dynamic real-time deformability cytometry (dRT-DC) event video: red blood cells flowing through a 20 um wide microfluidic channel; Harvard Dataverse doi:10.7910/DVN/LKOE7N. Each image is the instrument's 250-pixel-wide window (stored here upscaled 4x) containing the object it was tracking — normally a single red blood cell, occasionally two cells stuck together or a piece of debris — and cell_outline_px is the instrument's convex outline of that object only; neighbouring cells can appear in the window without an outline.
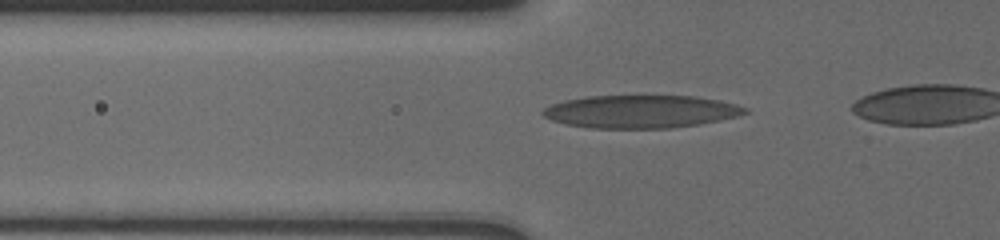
{"species": "human", "species_latin": "Homo sapiens", "temperature_condition": "cold", "stored_images_in_passage": 36, "camera_frame_rate_fps": 3000, "um_per_image_px": 0.085, "donor": {"sex": "male"}, "frame": {"image": 1, "passage_image": 2, "time_ms": 0.333, "image_size_px": [1000, 240], "cell_outline_px": [[748, 112], [736, 116], [720, 120], [700, 124], [672, 128], [588, 128], [564, 124], [552, 120], [544, 116], [540, 112], [544, 108], [552, 104], [564, 100], [588, 96], [692, 96], [720, 100], [736, 104], [748, 108]], "centroid_in_image_um": [54.45, 9.48], "position_along_channel_um": 71.3, "area_um2": 38.78}}
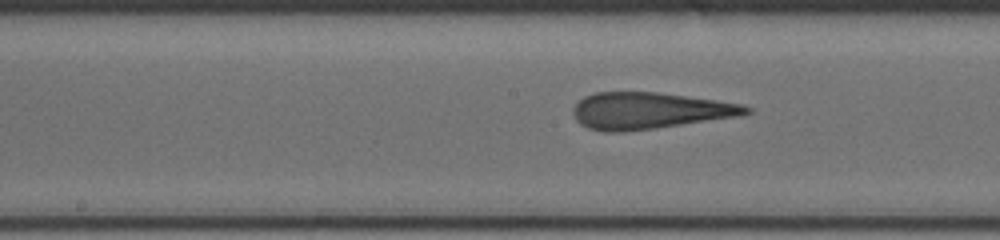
{"frame": {"image": 2, "passage_image": 17, "time_ms": 3.667, "image_size_px": [1000, 240], "cell_outline_px": [[752, 112], [744, 116], [656, 128], [620, 132], [604, 132], [588, 128], [580, 124], [576, 120], [572, 112], [572, 108], [584, 96], [596, 92], [656, 92], [716, 100], [744, 104], [752, 108]], "centroid_in_image_um": [55.24, 9.41], "position_along_channel_um": 193.0, "area_um2": 37.17}}
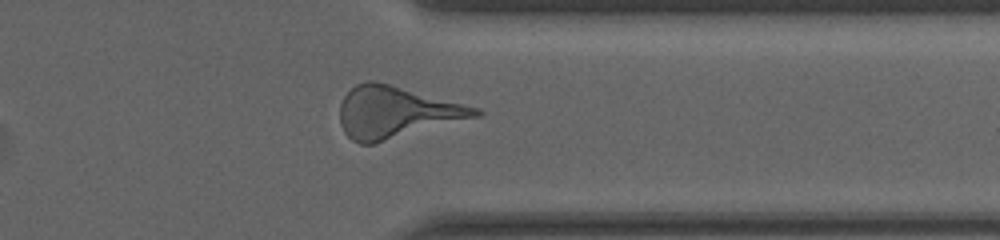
{"frame": {"image": 3, "passage_image": 29, "time_ms": 8.667, "image_size_px": [1000, 240], "cell_outline_px": [[484, 112], [480, 116], [376, 144], [360, 144], [352, 140], [344, 132], [340, 124], [340, 104], [344, 96], [356, 84], [364, 80], [372, 80], [388, 84], [480, 108]], "centroid_in_image_um": [33.67, 9.56], "position_along_channel_um": 377.7, "area_um2": 40.86}}